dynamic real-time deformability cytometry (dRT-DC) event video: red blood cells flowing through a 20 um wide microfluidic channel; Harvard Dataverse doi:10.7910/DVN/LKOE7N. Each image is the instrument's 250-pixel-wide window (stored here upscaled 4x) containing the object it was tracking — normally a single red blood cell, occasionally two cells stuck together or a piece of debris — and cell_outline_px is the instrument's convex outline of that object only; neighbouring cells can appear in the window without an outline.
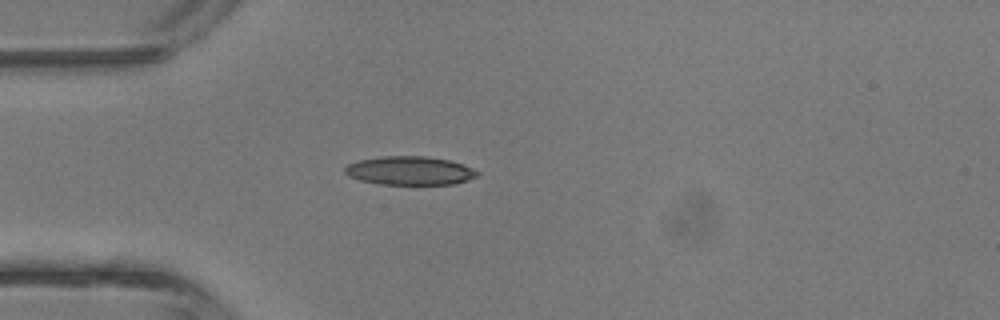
{"species": "common noctule bat (a hibernating species)", "species_latin": "Nyctalus noctula", "temperature_condition": "room temperature", "stored_images_in_passage": 4, "camera_frame_rate_fps": 3000, "um_per_image_px": 0.085, "animal": {"sex": "male", "body_mass_g": 13.3}, "frame": {"image": 1, "passage_image": 4, "time_ms": 3.667, "image_size_px": [1000, 320], "cell_outline_px": [[480, 172], [476, 176], [468, 180], [452, 184], [380, 184], [360, 180], [348, 176], [344, 172], [344, 168], [348, 164], [360, 160], [380, 156], [424, 156], [452, 160], [464, 164]], "centroid_in_image_um": [34.84, 14.5], "position_along_channel_um": 50.2, "area_um2": 22.14}}